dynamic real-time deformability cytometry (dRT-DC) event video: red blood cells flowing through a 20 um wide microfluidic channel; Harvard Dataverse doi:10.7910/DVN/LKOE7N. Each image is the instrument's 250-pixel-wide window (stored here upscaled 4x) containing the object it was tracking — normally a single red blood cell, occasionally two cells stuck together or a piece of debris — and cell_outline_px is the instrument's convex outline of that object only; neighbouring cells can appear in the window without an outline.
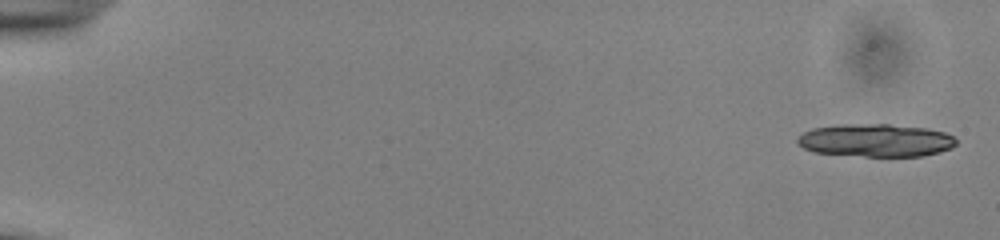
{"species": "common noctule bat (a hibernating species)", "species_latin": "Nyctalus noctula", "temperature_condition": "cold", "stored_images_in_passage": 18, "camera_frame_rate_fps": 3000, "um_per_image_px": 0.085, "animal": {"sex": "male", "body_mass_g": 13.0, "forearm_length_mm": 53.1}, "frame": {"image": 1, "passage_image": 1, "time_ms": 0.0, "image_size_px": [1000, 240], "cell_outline_px": [[956, 144], [952, 148], [940, 152], [920, 156], [864, 156], [816, 152], [804, 148], [796, 140], [804, 132], [812, 128], [844, 124], [888, 124], [924, 128], [944, 132], [952, 136], [956, 140]], "centroid_in_image_um": [74.46, 11.93], "position_along_channel_um": 10.5, "area_um2": 30.11}}